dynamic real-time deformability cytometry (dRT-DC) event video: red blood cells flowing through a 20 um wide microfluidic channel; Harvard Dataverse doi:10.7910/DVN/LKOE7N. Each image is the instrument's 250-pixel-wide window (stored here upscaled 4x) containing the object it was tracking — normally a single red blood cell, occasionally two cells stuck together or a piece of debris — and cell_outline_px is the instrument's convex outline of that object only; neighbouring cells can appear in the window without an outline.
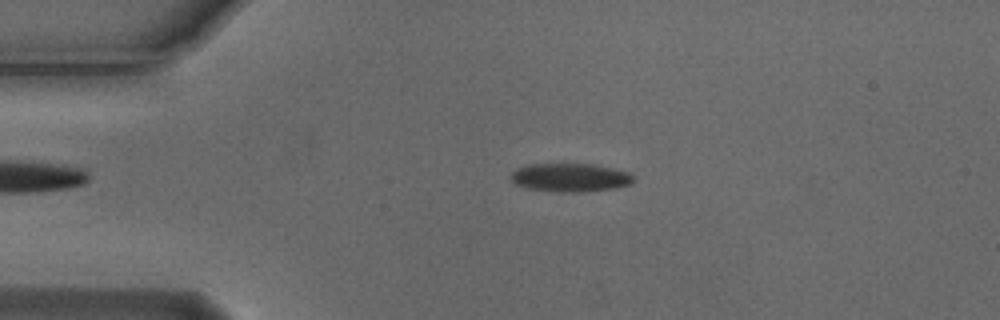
{"species": "Egyptian fruit bat (a non-hibernating species)", "species_latin": "Rousettus aegyptiacus", "temperature_condition": "cold", "stored_images_in_passage": 54, "camera_frame_rate_fps": 3000, "um_per_image_px": 0.085, "animal": {"sex": "male"}, "frame": {"image": 1, "passage_image": 11, "time_ms": 3.333, "image_size_px": [1000, 320], "cell_outline_px": [[632, 180], [628, 184], [612, 188], [576, 192], [564, 192], [528, 188], [516, 184], [512, 180], [512, 172], [516, 168], [528, 164], [592, 164], [612, 168], [628, 172], [632, 176]], "centroid_in_image_um": [48.42, 15.07], "position_along_channel_um": 36.6, "area_um2": 19.83}}
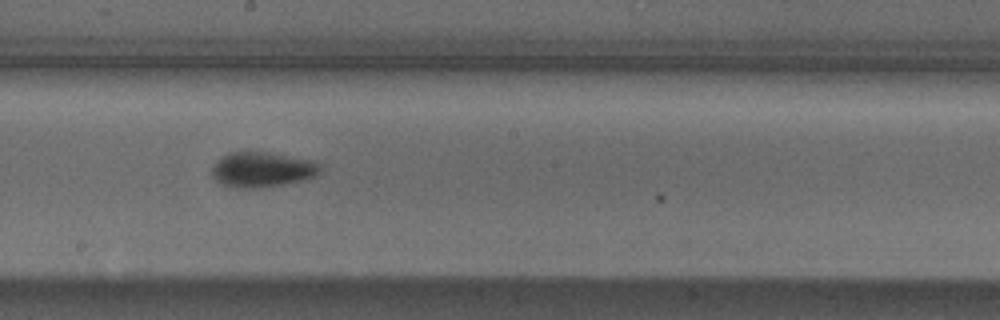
{"frame": {"image": 2, "passage_image": 29, "time_ms": 9.333, "image_size_px": [1000, 320], "cell_outline_px": [[320, 172], [316, 176], [284, 184], [260, 188], [236, 188], [220, 184], [212, 176], [212, 168], [216, 160], [220, 156], [228, 152], [268, 152], [312, 160], [320, 164]], "centroid_in_image_um": [22.24, 14.41], "position_along_channel_um": 226.0, "area_um2": 22.31}}
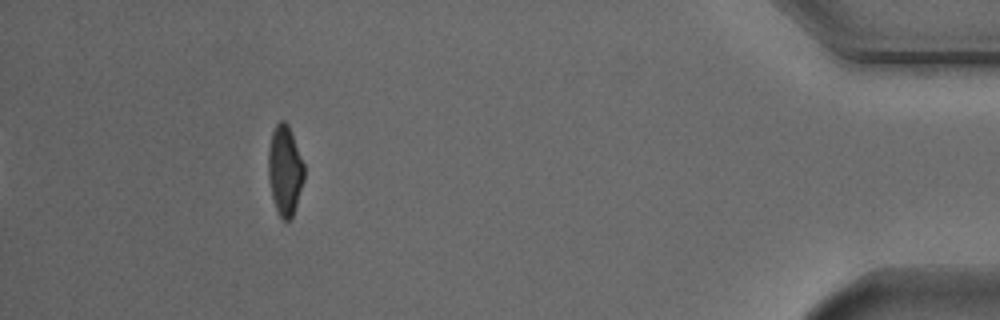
{"frame": {"image": 3, "passage_image": 49, "time_ms": 16.0, "image_size_px": [1000, 320], "cell_outline_px": [[304, 180], [292, 220], [284, 220], [280, 216], [276, 208], [272, 196], [268, 176], [268, 148], [272, 132], [276, 124], [280, 120], [284, 120], [288, 124], [304, 164]], "centroid_in_image_um": [24.21, 14.48], "position_along_channel_um": 411.0, "area_um2": 18.79}, "authors_computed_cell_mechanics": {"area_um2": 20.0855, "velocity_mm_per_s": 3.7237, "shape_relaxation_time_tau1_ms": 5.6451, "shape_relaxation_time_tau2_ms": null, "deformation_change_tau1": 0.1973, "deformation_change_tau2": null}}